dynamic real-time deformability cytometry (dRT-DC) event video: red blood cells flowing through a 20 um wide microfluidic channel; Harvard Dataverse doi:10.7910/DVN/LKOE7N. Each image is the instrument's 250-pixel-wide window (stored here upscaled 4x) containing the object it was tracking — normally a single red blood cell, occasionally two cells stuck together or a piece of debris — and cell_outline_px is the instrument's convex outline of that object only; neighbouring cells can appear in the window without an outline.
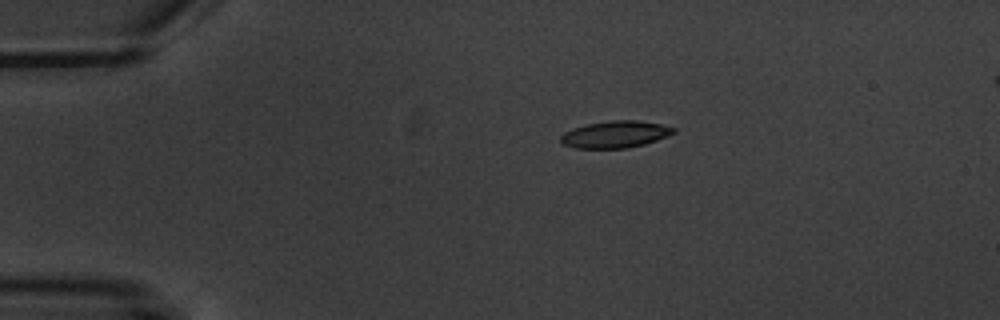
{"species": "common noctule bat (a hibernating species)", "species_latin": "Nyctalus noctula", "temperature_condition": "warm", "stored_images_in_passage": 9, "camera_frame_rate_fps": 3000, "um_per_image_px": 0.085, "animal": {"sex": "male", "body_mass_g": 20.1, "forearm_length_mm": 53.5}, "frame": {"image": 1, "passage_image": 3, "time_ms": 3.333, "image_size_px": [1000, 320], "cell_outline_px": [[676, 132], [668, 136], [644, 144], [628, 148], [576, 148], [564, 144], [560, 140], [560, 136], [564, 132], [572, 128], [588, 124], [608, 120], [636, 120], [660, 124], [676, 128]], "centroid_in_image_um": [52.3, 11.41], "position_along_channel_um": 32.7, "area_um2": 17.69}}